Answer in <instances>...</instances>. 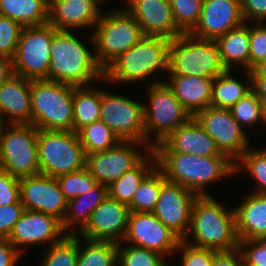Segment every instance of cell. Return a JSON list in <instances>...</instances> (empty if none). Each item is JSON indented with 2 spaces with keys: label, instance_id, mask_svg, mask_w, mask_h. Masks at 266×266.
Instances as JSON below:
<instances>
[{
  "label": "cell",
  "instance_id": "1",
  "mask_svg": "<svg viewBox=\"0 0 266 266\" xmlns=\"http://www.w3.org/2000/svg\"><path fill=\"white\" fill-rule=\"evenodd\" d=\"M217 201L210 194L196 197L184 242L217 252L231 251L239 247L234 208L228 210L226 204ZM189 235L192 236L193 242L188 241Z\"/></svg>",
  "mask_w": 266,
  "mask_h": 266
},
{
  "label": "cell",
  "instance_id": "2",
  "mask_svg": "<svg viewBox=\"0 0 266 266\" xmlns=\"http://www.w3.org/2000/svg\"><path fill=\"white\" fill-rule=\"evenodd\" d=\"M89 48L73 31L57 30L51 42L48 80L75 87L103 83L104 70Z\"/></svg>",
  "mask_w": 266,
  "mask_h": 266
},
{
  "label": "cell",
  "instance_id": "3",
  "mask_svg": "<svg viewBox=\"0 0 266 266\" xmlns=\"http://www.w3.org/2000/svg\"><path fill=\"white\" fill-rule=\"evenodd\" d=\"M157 166L166 180L188 188L197 195H209L206 188L221 179L235 175V162L225 154L194 156L179 152H155Z\"/></svg>",
  "mask_w": 266,
  "mask_h": 266
},
{
  "label": "cell",
  "instance_id": "4",
  "mask_svg": "<svg viewBox=\"0 0 266 266\" xmlns=\"http://www.w3.org/2000/svg\"><path fill=\"white\" fill-rule=\"evenodd\" d=\"M170 41L160 36L144 35L104 69L103 82L115 86L119 83L146 82L145 79L152 78L158 71L167 74Z\"/></svg>",
  "mask_w": 266,
  "mask_h": 266
},
{
  "label": "cell",
  "instance_id": "5",
  "mask_svg": "<svg viewBox=\"0 0 266 266\" xmlns=\"http://www.w3.org/2000/svg\"><path fill=\"white\" fill-rule=\"evenodd\" d=\"M225 70L215 40L197 38L191 33H183L170 41L168 75L214 79Z\"/></svg>",
  "mask_w": 266,
  "mask_h": 266
},
{
  "label": "cell",
  "instance_id": "6",
  "mask_svg": "<svg viewBox=\"0 0 266 266\" xmlns=\"http://www.w3.org/2000/svg\"><path fill=\"white\" fill-rule=\"evenodd\" d=\"M144 36L137 20L125 9L103 13L91 31L89 41L98 64L104 70L115 58L132 48Z\"/></svg>",
  "mask_w": 266,
  "mask_h": 266
},
{
  "label": "cell",
  "instance_id": "7",
  "mask_svg": "<svg viewBox=\"0 0 266 266\" xmlns=\"http://www.w3.org/2000/svg\"><path fill=\"white\" fill-rule=\"evenodd\" d=\"M74 87L46 79L31 80L32 125L40 130L73 131Z\"/></svg>",
  "mask_w": 266,
  "mask_h": 266
},
{
  "label": "cell",
  "instance_id": "8",
  "mask_svg": "<svg viewBox=\"0 0 266 266\" xmlns=\"http://www.w3.org/2000/svg\"><path fill=\"white\" fill-rule=\"evenodd\" d=\"M151 83L146 90L149 101L144 104V128L146 144L153 149L193 116L175 97L166 81L156 79Z\"/></svg>",
  "mask_w": 266,
  "mask_h": 266
},
{
  "label": "cell",
  "instance_id": "9",
  "mask_svg": "<svg viewBox=\"0 0 266 266\" xmlns=\"http://www.w3.org/2000/svg\"><path fill=\"white\" fill-rule=\"evenodd\" d=\"M37 147L42 174L57 178L86 168V153L74 131L38 129Z\"/></svg>",
  "mask_w": 266,
  "mask_h": 266
},
{
  "label": "cell",
  "instance_id": "10",
  "mask_svg": "<svg viewBox=\"0 0 266 266\" xmlns=\"http://www.w3.org/2000/svg\"><path fill=\"white\" fill-rule=\"evenodd\" d=\"M37 135L32 124H7L0 138V169L19 179L39 174Z\"/></svg>",
  "mask_w": 266,
  "mask_h": 266
},
{
  "label": "cell",
  "instance_id": "11",
  "mask_svg": "<svg viewBox=\"0 0 266 266\" xmlns=\"http://www.w3.org/2000/svg\"><path fill=\"white\" fill-rule=\"evenodd\" d=\"M57 29L49 22L23 27L13 60L14 74L30 80H48L50 48Z\"/></svg>",
  "mask_w": 266,
  "mask_h": 266
},
{
  "label": "cell",
  "instance_id": "12",
  "mask_svg": "<svg viewBox=\"0 0 266 266\" xmlns=\"http://www.w3.org/2000/svg\"><path fill=\"white\" fill-rule=\"evenodd\" d=\"M100 121L120 140L146 143L144 104L139 100L101 90Z\"/></svg>",
  "mask_w": 266,
  "mask_h": 266
},
{
  "label": "cell",
  "instance_id": "13",
  "mask_svg": "<svg viewBox=\"0 0 266 266\" xmlns=\"http://www.w3.org/2000/svg\"><path fill=\"white\" fill-rule=\"evenodd\" d=\"M136 146L143 147L146 153L136 150ZM151 150L146 143L120 140L107 151L86 155V169L98 183L108 186L136 167Z\"/></svg>",
  "mask_w": 266,
  "mask_h": 266
},
{
  "label": "cell",
  "instance_id": "14",
  "mask_svg": "<svg viewBox=\"0 0 266 266\" xmlns=\"http://www.w3.org/2000/svg\"><path fill=\"white\" fill-rule=\"evenodd\" d=\"M193 117L214 139L220 152L233 162L252 146L248 133L234 119L230 109L208 106Z\"/></svg>",
  "mask_w": 266,
  "mask_h": 266
},
{
  "label": "cell",
  "instance_id": "15",
  "mask_svg": "<svg viewBox=\"0 0 266 266\" xmlns=\"http://www.w3.org/2000/svg\"><path fill=\"white\" fill-rule=\"evenodd\" d=\"M180 241L152 212L129 213L123 243L156 251L167 258L177 255Z\"/></svg>",
  "mask_w": 266,
  "mask_h": 266
},
{
  "label": "cell",
  "instance_id": "16",
  "mask_svg": "<svg viewBox=\"0 0 266 266\" xmlns=\"http://www.w3.org/2000/svg\"><path fill=\"white\" fill-rule=\"evenodd\" d=\"M197 196L188 188L166 180L152 213L183 240L189 230L192 206Z\"/></svg>",
  "mask_w": 266,
  "mask_h": 266
},
{
  "label": "cell",
  "instance_id": "17",
  "mask_svg": "<svg viewBox=\"0 0 266 266\" xmlns=\"http://www.w3.org/2000/svg\"><path fill=\"white\" fill-rule=\"evenodd\" d=\"M20 201L24 210L43 212L61 222L67 209V200L55 177L42 173L19 179Z\"/></svg>",
  "mask_w": 266,
  "mask_h": 266
},
{
  "label": "cell",
  "instance_id": "18",
  "mask_svg": "<svg viewBox=\"0 0 266 266\" xmlns=\"http://www.w3.org/2000/svg\"><path fill=\"white\" fill-rule=\"evenodd\" d=\"M67 233L63 230L61 221L43 212L24 210L15 223L8 241L22 255L28 245L55 244L61 241Z\"/></svg>",
  "mask_w": 266,
  "mask_h": 266
},
{
  "label": "cell",
  "instance_id": "19",
  "mask_svg": "<svg viewBox=\"0 0 266 266\" xmlns=\"http://www.w3.org/2000/svg\"><path fill=\"white\" fill-rule=\"evenodd\" d=\"M129 207L111 197H106L92 212L87 224L77 235L89 240L123 241L129 216Z\"/></svg>",
  "mask_w": 266,
  "mask_h": 266
},
{
  "label": "cell",
  "instance_id": "20",
  "mask_svg": "<svg viewBox=\"0 0 266 266\" xmlns=\"http://www.w3.org/2000/svg\"><path fill=\"white\" fill-rule=\"evenodd\" d=\"M243 23L240 0H203L200 19L190 33L197 38L216 40Z\"/></svg>",
  "mask_w": 266,
  "mask_h": 266
},
{
  "label": "cell",
  "instance_id": "21",
  "mask_svg": "<svg viewBox=\"0 0 266 266\" xmlns=\"http://www.w3.org/2000/svg\"><path fill=\"white\" fill-rule=\"evenodd\" d=\"M123 2H125L124 8L137 20L144 35L173 40L183 34L174 21L170 0H125Z\"/></svg>",
  "mask_w": 266,
  "mask_h": 266
},
{
  "label": "cell",
  "instance_id": "22",
  "mask_svg": "<svg viewBox=\"0 0 266 266\" xmlns=\"http://www.w3.org/2000/svg\"><path fill=\"white\" fill-rule=\"evenodd\" d=\"M105 0H49V23L60 31L94 29Z\"/></svg>",
  "mask_w": 266,
  "mask_h": 266
},
{
  "label": "cell",
  "instance_id": "23",
  "mask_svg": "<svg viewBox=\"0 0 266 266\" xmlns=\"http://www.w3.org/2000/svg\"><path fill=\"white\" fill-rule=\"evenodd\" d=\"M154 152H179L198 156H219L214 139L192 117L187 123L171 132L154 148Z\"/></svg>",
  "mask_w": 266,
  "mask_h": 266
},
{
  "label": "cell",
  "instance_id": "24",
  "mask_svg": "<svg viewBox=\"0 0 266 266\" xmlns=\"http://www.w3.org/2000/svg\"><path fill=\"white\" fill-rule=\"evenodd\" d=\"M0 114L7 124H32L30 79L14 74L0 85Z\"/></svg>",
  "mask_w": 266,
  "mask_h": 266
},
{
  "label": "cell",
  "instance_id": "25",
  "mask_svg": "<svg viewBox=\"0 0 266 266\" xmlns=\"http://www.w3.org/2000/svg\"><path fill=\"white\" fill-rule=\"evenodd\" d=\"M234 208L239 241L266 236V195L251 192Z\"/></svg>",
  "mask_w": 266,
  "mask_h": 266
},
{
  "label": "cell",
  "instance_id": "26",
  "mask_svg": "<svg viewBox=\"0 0 266 266\" xmlns=\"http://www.w3.org/2000/svg\"><path fill=\"white\" fill-rule=\"evenodd\" d=\"M167 77L166 82L174 91L175 97L192 116L210 106L213 79L184 75Z\"/></svg>",
  "mask_w": 266,
  "mask_h": 266
},
{
  "label": "cell",
  "instance_id": "27",
  "mask_svg": "<svg viewBox=\"0 0 266 266\" xmlns=\"http://www.w3.org/2000/svg\"><path fill=\"white\" fill-rule=\"evenodd\" d=\"M106 197H108V186L97 183L87 193L68 200L66 213L61 222L63 230L67 231V234H77Z\"/></svg>",
  "mask_w": 266,
  "mask_h": 266
},
{
  "label": "cell",
  "instance_id": "28",
  "mask_svg": "<svg viewBox=\"0 0 266 266\" xmlns=\"http://www.w3.org/2000/svg\"><path fill=\"white\" fill-rule=\"evenodd\" d=\"M215 41L219 47L221 62L226 69H233L234 66L240 65V68L243 66V70H249V23H243L241 26L229 30Z\"/></svg>",
  "mask_w": 266,
  "mask_h": 266
},
{
  "label": "cell",
  "instance_id": "29",
  "mask_svg": "<svg viewBox=\"0 0 266 266\" xmlns=\"http://www.w3.org/2000/svg\"><path fill=\"white\" fill-rule=\"evenodd\" d=\"M234 70L226 69L213 79L210 106L230 109L247 93L251 91V76L249 70H244V81L232 76Z\"/></svg>",
  "mask_w": 266,
  "mask_h": 266
},
{
  "label": "cell",
  "instance_id": "30",
  "mask_svg": "<svg viewBox=\"0 0 266 266\" xmlns=\"http://www.w3.org/2000/svg\"><path fill=\"white\" fill-rule=\"evenodd\" d=\"M156 166V153L151 150L136 167L125 172L119 179L108 185V196L120 203L129 205L141 182Z\"/></svg>",
  "mask_w": 266,
  "mask_h": 266
},
{
  "label": "cell",
  "instance_id": "31",
  "mask_svg": "<svg viewBox=\"0 0 266 266\" xmlns=\"http://www.w3.org/2000/svg\"><path fill=\"white\" fill-rule=\"evenodd\" d=\"M92 84L73 89V131L100 121L101 88Z\"/></svg>",
  "mask_w": 266,
  "mask_h": 266
},
{
  "label": "cell",
  "instance_id": "32",
  "mask_svg": "<svg viewBox=\"0 0 266 266\" xmlns=\"http://www.w3.org/2000/svg\"><path fill=\"white\" fill-rule=\"evenodd\" d=\"M0 15L23 27L46 24L49 21V0H0Z\"/></svg>",
  "mask_w": 266,
  "mask_h": 266
},
{
  "label": "cell",
  "instance_id": "33",
  "mask_svg": "<svg viewBox=\"0 0 266 266\" xmlns=\"http://www.w3.org/2000/svg\"><path fill=\"white\" fill-rule=\"evenodd\" d=\"M82 240L85 246H82ZM76 266H118V243L78 236Z\"/></svg>",
  "mask_w": 266,
  "mask_h": 266
},
{
  "label": "cell",
  "instance_id": "34",
  "mask_svg": "<svg viewBox=\"0 0 266 266\" xmlns=\"http://www.w3.org/2000/svg\"><path fill=\"white\" fill-rule=\"evenodd\" d=\"M166 181L163 171L156 166L141 182L131 203L130 212H152L159 200L162 184Z\"/></svg>",
  "mask_w": 266,
  "mask_h": 266
},
{
  "label": "cell",
  "instance_id": "35",
  "mask_svg": "<svg viewBox=\"0 0 266 266\" xmlns=\"http://www.w3.org/2000/svg\"><path fill=\"white\" fill-rule=\"evenodd\" d=\"M77 134L86 155L107 151L120 141L103 121L93 122L83 127Z\"/></svg>",
  "mask_w": 266,
  "mask_h": 266
},
{
  "label": "cell",
  "instance_id": "36",
  "mask_svg": "<svg viewBox=\"0 0 266 266\" xmlns=\"http://www.w3.org/2000/svg\"><path fill=\"white\" fill-rule=\"evenodd\" d=\"M246 171L256 182L252 192L266 195V148H248L235 162V173Z\"/></svg>",
  "mask_w": 266,
  "mask_h": 266
},
{
  "label": "cell",
  "instance_id": "37",
  "mask_svg": "<svg viewBox=\"0 0 266 266\" xmlns=\"http://www.w3.org/2000/svg\"><path fill=\"white\" fill-rule=\"evenodd\" d=\"M78 255V235L67 234L58 243L48 245L40 266H76Z\"/></svg>",
  "mask_w": 266,
  "mask_h": 266
},
{
  "label": "cell",
  "instance_id": "38",
  "mask_svg": "<svg viewBox=\"0 0 266 266\" xmlns=\"http://www.w3.org/2000/svg\"><path fill=\"white\" fill-rule=\"evenodd\" d=\"M165 261L166 258L156 251L118 243V266H162Z\"/></svg>",
  "mask_w": 266,
  "mask_h": 266
},
{
  "label": "cell",
  "instance_id": "39",
  "mask_svg": "<svg viewBox=\"0 0 266 266\" xmlns=\"http://www.w3.org/2000/svg\"><path fill=\"white\" fill-rule=\"evenodd\" d=\"M230 111L234 119L245 130L263 124L261 112V100L251 90L236 104H234ZM259 121V122H258ZM250 127V128H248Z\"/></svg>",
  "mask_w": 266,
  "mask_h": 266
},
{
  "label": "cell",
  "instance_id": "40",
  "mask_svg": "<svg viewBox=\"0 0 266 266\" xmlns=\"http://www.w3.org/2000/svg\"><path fill=\"white\" fill-rule=\"evenodd\" d=\"M174 21L183 33H190L200 19L203 0H170Z\"/></svg>",
  "mask_w": 266,
  "mask_h": 266
},
{
  "label": "cell",
  "instance_id": "41",
  "mask_svg": "<svg viewBox=\"0 0 266 266\" xmlns=\"http://www.w3.org/2000/svg\"><path fill=\"white\" fill-rule=\"evenodd\" d=\"M56 180L67 201L87 193L98 183L86 168L77 172L62 174Z\"/></svg>",
  "mask_w": 266,
  "mask_h": 266
},
{
  "label": "cell",
  "instance_id": "42",
  "mask_svg": "<svg viewBox=\"0 0 266 266\" xmlns=\"http://www.w3.org/2000/svg\"><path fill=\"white\" fill-rule=\"evenodd\" d=\"M23 26L0 15V57L14 58Z\"/></svg>",
  "mask_w": 266,
  "mask_h": 266
},
{
  "label": "cell",
  "instance_id": "43",
  "mask_svg": "<svg viewBox=\"0 0 266 266\" xmlns=\"http://www.w3.org/2000/svg\"><path fill=\"white\" fill-rule=\"evenodd\" d=\"M176 252L181 254V266H212L217 251L195 247L181 240Z\"/></svg>",
  "mask_w": 266,
  "mask_h": 266
},
{
  "label": "cell",
  "instance_id": "44",
  "mask_svg": "<svg viewBox=\"0 0 266 266\" xmlns=\"http://www.w3.org/2000/svg\"><path fill=\"white\" fill-rule=\"evenodd\" d=\"M251 25L249 70L258 62L266 60V22H252Z\"/></svg>",
  "mask_w": 266,
  "mask_h": 266
},
{
  "label": "cell",
  "instance_id": "45",
  "mask_svg": "<svg viewBox=\"0 0 266 266\" xmlns=\"http://www.w3.org/2000/svg\"><path fill=\"white\" fill-rule=\"evenodd\" d=\"M245 266H266V236L239 241Z\"/></svg>",
  "mask_w": 266,
  "mask_h": 266
},
{
  "label": "cell",
  "instance_id": "46",
  "mask_svg": "<svg viewBox=\"0 0 266 266\" xmlns=\"http://www.w3.org/2000/svg\"><path fill=\"white\" fill-rule=\"evenodd\" d=\"M20 202L19 178L0 169V206Z\"/></svg>",
  "mask_w": 266,
  "mask_h": 266
},
{
  "label": "cell",
  "instance_id": "47",
  "mask_svg": "<svg viewBox=\"0 0 266 266\" xmlns=\"http://www.w3.org/2000/svg\"><path fill=\"white\" fill-rule=\"evenodd\" d=\"M23 211L21 201L8 206H0V239H8Z\"/></svg>",
  "mask_w": 266,
  "mask_h": 266
},
{
  "label": "cell",
  "instance_id": "48",
  "mask_svg": "<svg viewBox=\"0 0 266 266\" xmlns=\"http://www.w3.org/2000/svg\"><path fill=\"white\" fill-rule=\"evenodd\" d=\"M242 16L245 21L253 23L266 22V0H240ZM250 20V21H249Z\"/></svg>",
  "mask_w": 266,
  "mask_h": 266
},
{
  "label": "cell",
  "instance_id": "49",
  "mask_svg": "<svg viewBox=\"0 0 266 266\" xmlns=\"http://www.w3.org/2000/svg\"><path fill=\"white\" fill-rule=\"evenodd\" d=\"M212 266H245L242 252L239 248L231 251L216 252Z\"/></svg>",
  "mask_w": 266,
  "mask_h": 266
},
{
  "label": "cell",
  "instance_id": "50",
  "mask_svg": "<svg viewBox=\"0 0 266 266\" xmlns=\"http://www.w3.org/2000/svg\"><path fill=\"white\" fill-rule=\"evenodd\" d=\"M23 256L8 241V239H0V266H16L18 259Z\"/></svg>",
  "mask_w": 266,
  "mask_h": 266
},
{
  "label": "cell",
  "instance_id": "51",
  "mask_svg": "<svg viewBox=\"0 0 266 266\" xmlns=\"http://www.w3.org/2000/svg\"><path fill=\"white\" fill-rule=\"evenodd\" d=\"M14 75L13 60L9 57H0V85Z\"/></svg>",
  "mask_w": 266,
  "mask_h": 266
},
{
  "label": "cell",
  "instance_id": "52",
  "mask_svg": "<svg viewBox=\"0 0 266 266\" xmlns=\"http://www.w3.org/2000/svg\"><path fill=\"white\" fill-rule=\"evenodd\" d=\"M251 90L260 100H266V79L251 77Z\"/></svg>",
  "mask_w": 266,
  "mask_h": 266
},
{
  "label": "cell",
  "instance_id": "53",
  "mask_svg": "<svg viewBox=\"0 0 266 266\" xmlns=\"http://www.w3.org/2000/svg\"><path fill=\"white\" fill-rule=\"evenodd\" d=\"M249 72L251 77H262L266 79V60L255 64Z\"/></svg>",
  "mask_w": 266,
  "mask_h": 266
},
{
  "label": "cell",
  "instance_id": "54",
  "mask_svg": "<svg viewBox=\"0 0 266 266\" xmlns=\"http://www.w3.org/2000/svg\"><path fill=\"white\" fill-rule=\"evenodd\" d=\"M261 112L263 125L265 124L266 127V100H261Z\"/></svg>",
  "mask_w": 266,
  "mask_h": 266
},
{
  "label": "cell",
  "instance_id": "55",
  "mask_svg": "<svg viewBox=\"0 0 266 266\" xmlns=\"http://www.w3.org/2000/svg\"><path fill=\"white\" fill-rule=\"evenodd\" d=\"M7 122L5 121L4 117L0 114V138L3 134L4 128L6 127Z\"/></svg>",
  "mask_w": 266,
  "mask_h": 266
},
{
  "label": "cell",
  "instance_id": "56",
  "mask_svg": "<svg viewBox=\"0 0 266 266\" xmlns=\"http://www.w3.org/2000/svg\"><path fill=\"white\" fill-rule=\"evenodd\" d=\"M162 266H168V262L165 261Z\"/></svg>",
  "mask_w": 266,
  "mask_h": 266
}]
</instances>
